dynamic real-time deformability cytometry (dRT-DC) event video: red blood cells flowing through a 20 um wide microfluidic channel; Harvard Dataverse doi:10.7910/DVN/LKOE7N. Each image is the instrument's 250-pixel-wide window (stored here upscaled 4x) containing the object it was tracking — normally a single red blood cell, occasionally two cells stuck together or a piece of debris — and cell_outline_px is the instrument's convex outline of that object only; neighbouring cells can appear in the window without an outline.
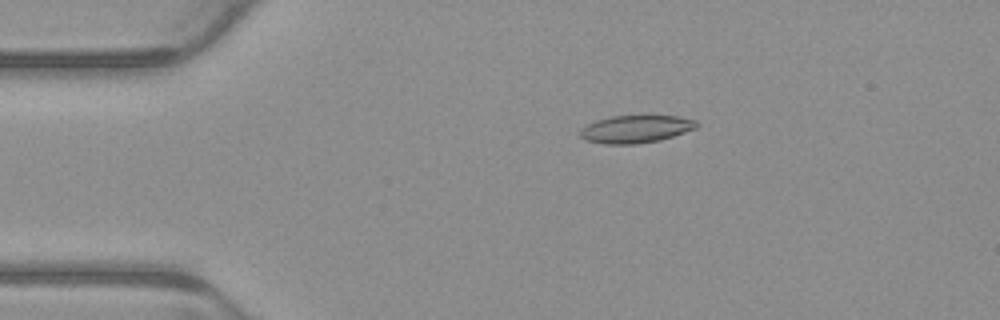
{"species": "common noctule bat (a hibernating species)", "species_latin": "Nyctalus noctula", "temperature_condition": "warm", "stored_images_in_passage": 5, "camera_frame_rate_fps": 3000, "um_per_image_px": 0.085, "animal": {"sex": "male", "body_mass_g": 23.1, "forearm_length_mm": 52.7}, "frame": {"image": 1, "passage_image": 3, "time_ms": 0.667, "image_size_px": [1000, 320], "cell_outline_px": [[700, 124], [696, 128], [660, 140], [636, 144], [604, 144], [584, 140], [580, 136], [580, 132], [588, 124], [596, 120], [612, 116], [680, 116], [696, 120]], "centroid_in_image_um": [54.06, 10.97], "position_along_channel_um": 30.9, "area_um2": 18.67}}
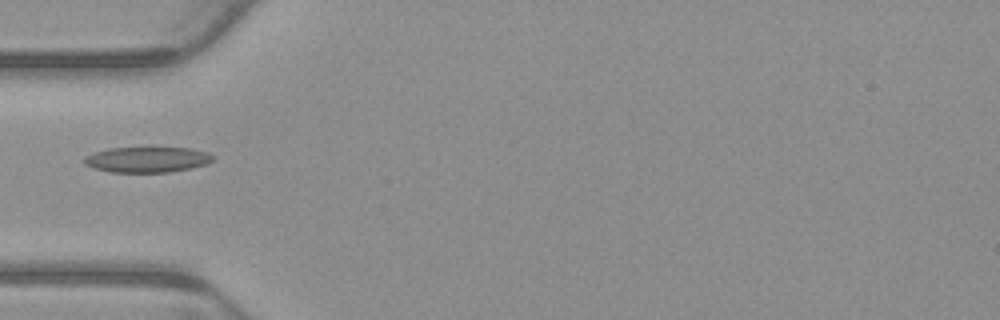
{"frame": {"image": 2, "passage_image": 5, "time_ms": 1.333, "image_size_px": [1000, 320], "cell_outline_px": [[216, 156], [208, 164], [192, 168], [168, 172], [108, 172], [92, 168], [84, 164], [84, 156], [108, 148], [192, 148], [208, 152]], "centroid_in_image_um": [12.53, 13.57], "position_along_channel_um": 72.5, "area_um2": 19.31}}